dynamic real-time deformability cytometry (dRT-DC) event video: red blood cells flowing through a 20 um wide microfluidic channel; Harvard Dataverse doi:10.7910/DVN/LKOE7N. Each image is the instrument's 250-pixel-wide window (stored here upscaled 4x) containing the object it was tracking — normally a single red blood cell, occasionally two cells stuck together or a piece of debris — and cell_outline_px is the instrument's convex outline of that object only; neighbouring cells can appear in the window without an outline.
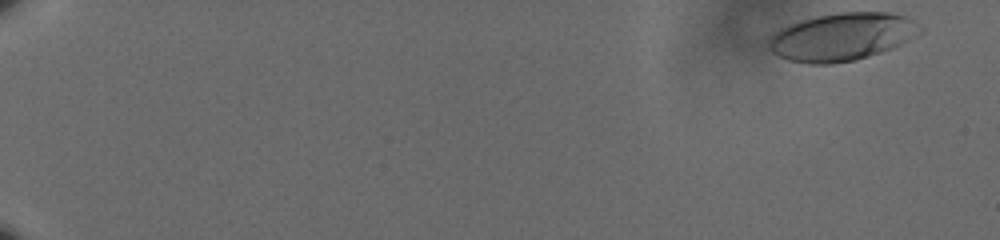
{"species": "human", "species_latin": "Homo sapiens", "temperature_condition": "cold", "stored_images_in_passage": 55, "camera_frame_rate_fps": 3000, "um_per_image_px": 0.085, "donor": {"sex": "male"}, "frame": {"image": 1, "passage_image": 2, "time_ms": 0.333, "image_size_px": [1000, 240], "cell_outline_px": [[924, 32], [892, 48], [856, 60], [832, 64], [808, 64], [788, 60], [772, 52], [768, 48], [768, 40], [780, 28], [800, 20], [816, 16], [840, 12], [888, 12], [904, 16], [920, 24], [924, 28]], "centroid_in_image_um": [71.58, 3.13], "position_along_channel_um": 13.4, "area_um2": 42.25}}
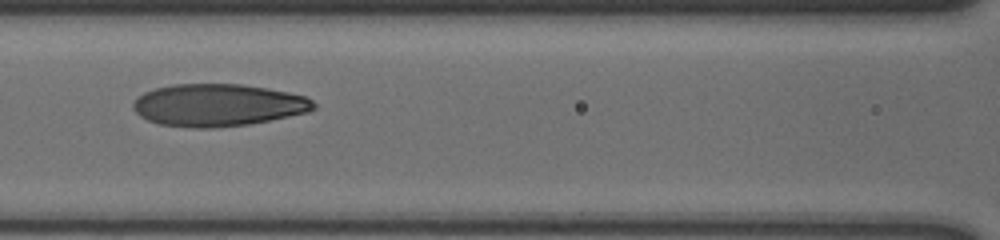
{"frame": {"image": 2, "passage_image": 30, "time_ms": 9.667, "image_size_px": [1000, 240], "cell_outline_px": [[316, 108], [308, 112], [248, 124], [212, 128], [196, 128], [160, 124], [148, 120], [140, 116], [132, 108], [132, 104], [136, 96], [144, 92], [156, 88], [172, 84], [240, 84], [268, 88], [288, 92], [304, 96], [312, 100], [316, 104]], "centroid_in_image_um": [18.5, 8.92], "position_along_channel_um": 148.1, "area_um2": 44.51}}
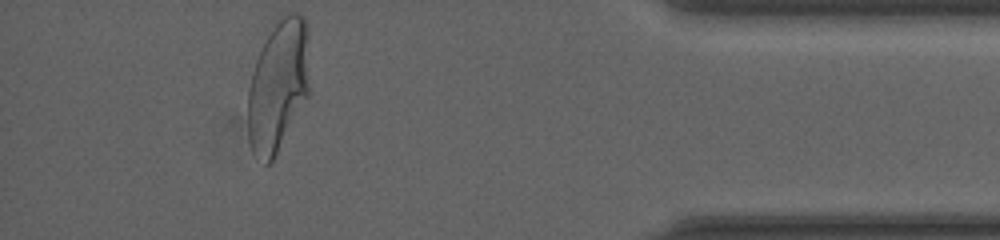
{"frame": {"image": 3, "passage_image": 55, "time_ms": 18.0, "image_size_px": [1000, 240], "cell_outline_px": [[308, 96], [276, 156], [268, 164], [264, 164], [252, 152], [248, 140], [248, 88], [252, 72], [256, 60], [280, 12], [296, 12], [304, 16], [308, 28]], "centroid_in_image_um": [23.64, 7.27], "position_along_channel_um": 411.6, "area_um2": 47.74}, "authors_computed_cell_mechanics": {"area_um2": 43.4078, "velocity_mm_per_s": 3.601, "shape_relaxation_time_tau1_ms": 5.041, "shape_relaxation_time_tau2_ms": 1.0982, "deformation_change_tau1": 0.2211, "deformation_change_tau2": 0.0703}}